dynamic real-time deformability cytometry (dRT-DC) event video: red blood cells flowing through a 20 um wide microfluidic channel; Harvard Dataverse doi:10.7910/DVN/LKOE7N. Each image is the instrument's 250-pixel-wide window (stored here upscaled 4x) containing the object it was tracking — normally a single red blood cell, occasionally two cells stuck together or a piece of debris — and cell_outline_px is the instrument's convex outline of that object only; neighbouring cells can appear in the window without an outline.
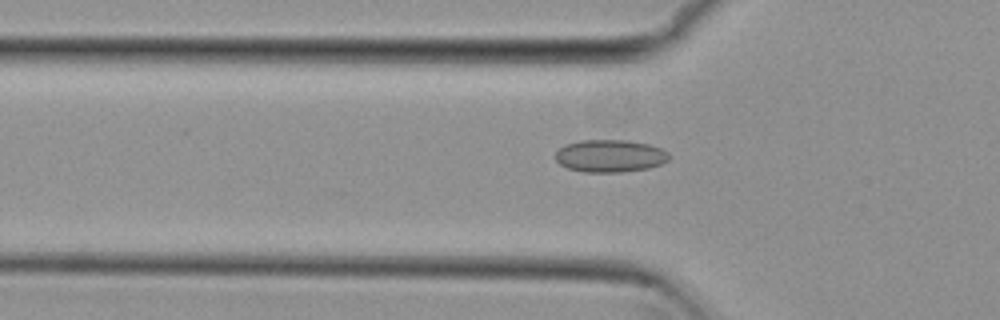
{"species": "common noctule bat (a hibernating species)", "species_latin": "Nyctalus noctula", "temperature_condition": "cold", "stored_images_in_passage": 54, "camera_frame_rate_fps": 3000, "um_per_image_px": 0.085, "animal": {"sex": "female", "body_mass_g": 29.2, "forearm_length_mm": 56.3}, "frame": {"image": 1, "passage_image": 18, "time_ms": 5.667, "image_size_px": [1000, 320], "cell_outline_px": [[668, 160], [660, 164], [648, 168], [620, 172], [584, 172], [568, 168], [560, 164], [556, 160], [556, 152], [564, 144], [580, 140], [628, 140], [648, 144], [660, 148], [668, 152]], "centroid_in_image_um": [51.83, 13.24], "position_along_channel_um": 74.0, "area_um2": 21.44}}
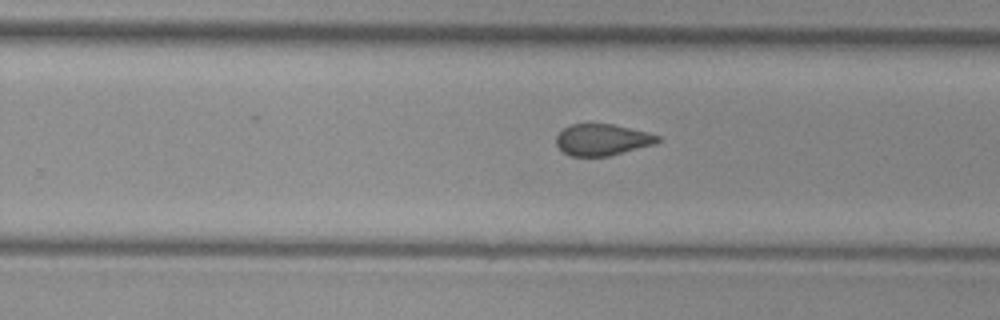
{"frame": {"image": 2, "passage_image": 34, "time_ms": 11.0, "image_size_px": [1000, 320], "cell_outline_px": [[664, 140], [656, 144], [608, 156], [568, 156], [556, 144], [556, 136], [564, 128], [572, 124], [612, 124], [648, 132], [660, 136]], "centroid_in_image_um": [51.23, 11.88], "position_along_channel_um": 278.6, "area_um2": 18.67}}
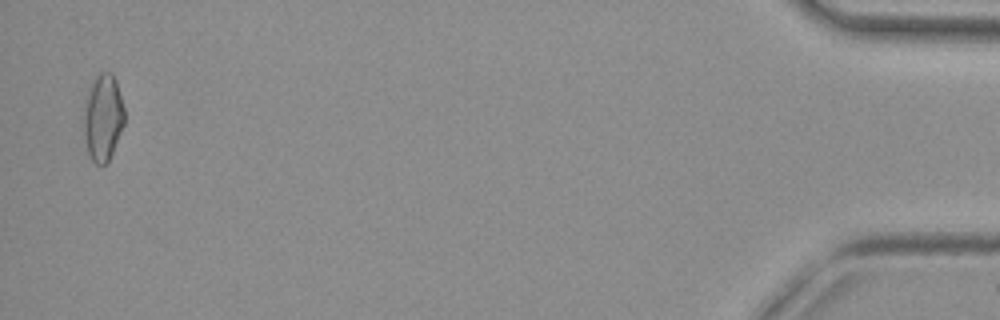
{"frame": {"image": 3, "passage_image": 53, "time_ms": 17.333, "image_size_px": [1000, 320], "cell_outline_px": [[124, 124], [112, 152], [108, 160], [104, 164], [96, 164], [92, 160], [88, 152], [80, 120], [92, 84], [96, 76], [100, 72], [112, 72], [116, 80], [124, 108]], "centroid_in_image_um": [8.73, 9.99], "position_along_channel_um": 426.5, "area_um2": 20.52}, "authors_computed_cell_mechanics": {"area_um2": 19.8254, "velocity_mm_per_s": 3.836, "shape_relaxation_time_tau1_ms": null, "shape_relaxation_time_tau2_ms": 1.6405, "deformation_change_tau1": null, "deformation_change_tau2": 0.0737}}